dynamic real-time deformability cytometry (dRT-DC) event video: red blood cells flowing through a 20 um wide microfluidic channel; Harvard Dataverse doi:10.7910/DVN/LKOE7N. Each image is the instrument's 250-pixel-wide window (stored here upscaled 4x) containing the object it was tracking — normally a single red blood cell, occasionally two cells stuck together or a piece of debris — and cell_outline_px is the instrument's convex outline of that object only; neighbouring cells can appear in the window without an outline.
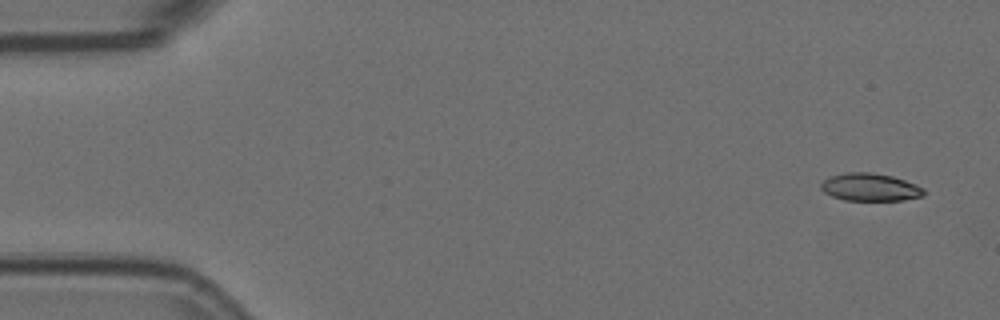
{"species": "Egyptian fruit bat (a non-hibernating species)", "species_latin": "Rousettus aegyptiacus", "temperature_condition": "room temperature", "stored_images_in_passage": 6, "camera_frame_rate_fps": 3000, "um_per_image_px": 0.085, "animal": {"sex": "female"}, "frame": {"image": 1, "passage_image": 1, "time_ms": 0.0, "image_size_px": [1000, 320], "cell_outline_px": [[924, 196], [904, 200], [844, 200], [832, 196], [824, 192], [820, 188], [820, 184], [828, 176], [848, 172], [872, 172], [892, 176], [916, 184], [924, 188]], "centroid_in_image_um": [73.95, 15.9], "position_along_channel_um": 11.1, "area_um2": 16.7}}
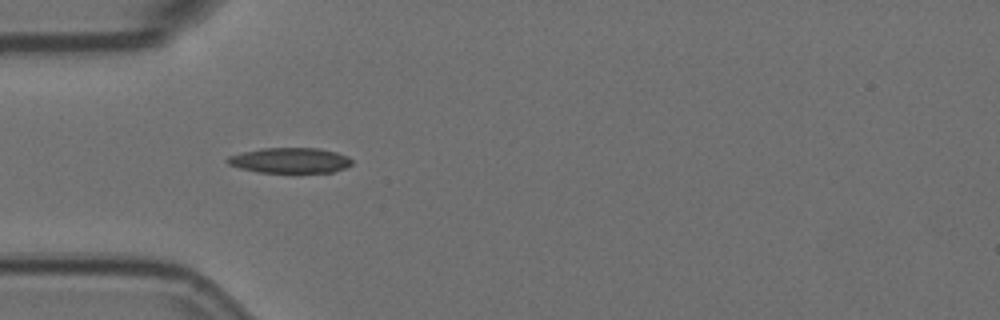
{"frame": {"image": 2, "passage_image": 5, "time_ms": 1.333, "image_size_px": [1000, 320], "cell_outline_px": [[352, 164], [344, 168], [332, 172], [260, 172], [240, 168], [228, 164], [224, 160], [228, 156], [244, 152], [264, 148], [320, 148], [336, 152], [348, 156], [352, 160]], "centroid_in_image_um": [24.65, 13.63], "position_along_channel_um": 60.3, "area_um2": 18.26}}
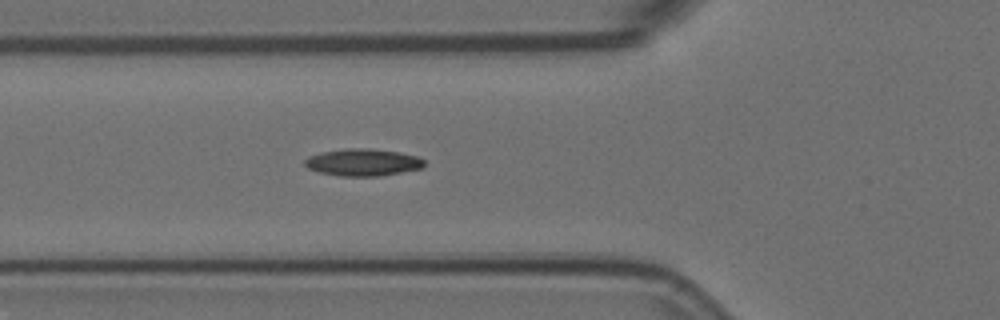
{"frame": {"image": 3, "passage_image": 6, "time_ms": 1.667, "image_size_px": [1000, 320], "cell_outline_px": [[424, 168], [380, 176], [340, 176], [320, 172], [308, 168], [304, 164], [304, 160], [308, 156], [320, 152], [344, 148], [368, 148], [400, 152], [416, 156], [424, 160]], "centroid_in_image_um": [30.84, 13.79], "position_along_channel_um": 95.0, "area_um2": 19.02}}